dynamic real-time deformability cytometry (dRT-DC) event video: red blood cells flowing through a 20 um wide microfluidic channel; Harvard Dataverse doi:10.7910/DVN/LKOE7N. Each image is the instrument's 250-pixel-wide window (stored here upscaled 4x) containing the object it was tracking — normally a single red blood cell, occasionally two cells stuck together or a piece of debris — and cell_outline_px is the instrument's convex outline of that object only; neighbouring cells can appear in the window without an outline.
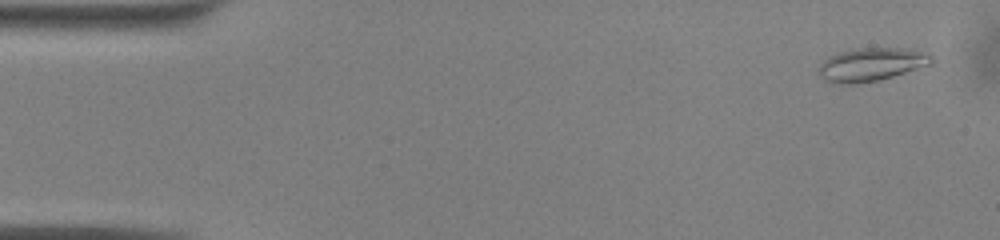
{"species": "common noctule bat (a hibernating species)", "species_latin": "Nyctalus noctula", "temperature_condition": "warm", "stored_images_in_passage": 10, "camera_frame_rate_fps": 3000, "um_per_image_px": 0.085, "animal": {"sex": "male", "body_mass_g": 13.0, "forearm_length_mm": 53.1}, "frame": {"image": 1, "passage_image": 2, "time_ms": 0.333, "image_size_px": [1000, 240], "cell_outline_px": [[936, 64], [880, 80], [856, 84], [832, 84], [824, 80], [820, 76], [820, 64], [828, 56], [840, 52], [856, 48], [908, 48], [928, 52], [936, 60]], "centroid_in_image_um": [74.15, 5.48], "position_along_channel_um": 10.9, "area_um2": 22.48}}